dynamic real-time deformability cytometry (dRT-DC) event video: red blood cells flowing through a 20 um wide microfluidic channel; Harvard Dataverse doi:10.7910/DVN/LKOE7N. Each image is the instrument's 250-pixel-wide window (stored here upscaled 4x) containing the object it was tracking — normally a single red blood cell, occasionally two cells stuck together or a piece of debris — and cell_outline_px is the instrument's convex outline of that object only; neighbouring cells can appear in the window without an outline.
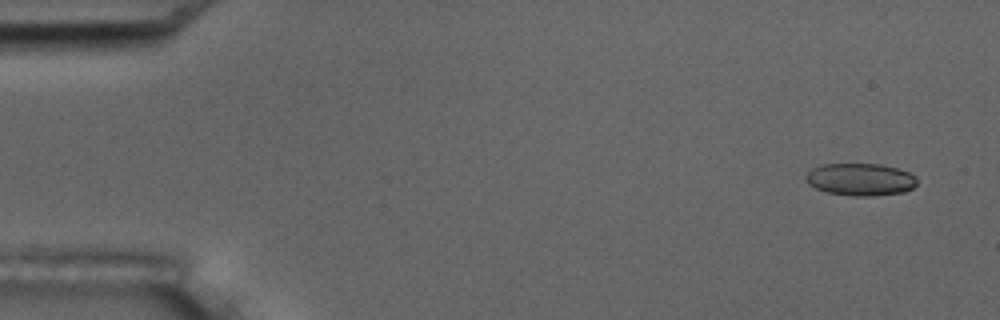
{"species": "common noctule bat (a hibernating species)", "species_latin": "Nyctalus noctula", "temperature_condition": "room temperature", "stored_images_in_passage": 7, "camera_frame_rate_fps": 3000, "um_per_image_px": 0.085, "animal": {"sex": "male", "body_mass_g": 17.5, "forearm_length_mm": 52.3}, "frame": {"image": 1, "passage_image": 1, "time_ms": 0.0, "image_size_px": [1000, 320], "cell_outline_px": [[916, 184], [912, 188], [904, 192], [872, 196], [852, 196], [828, 192], [816, 188], [808, 184], [804, 176], [812, 168], [820, 164], [880, 164], [896, 168], [908, 172], [916, 176]], "centroid_in_image_um": [73.11, 15.25], "position_along_channel_um": 11.9, "area_um2": 20.98}}
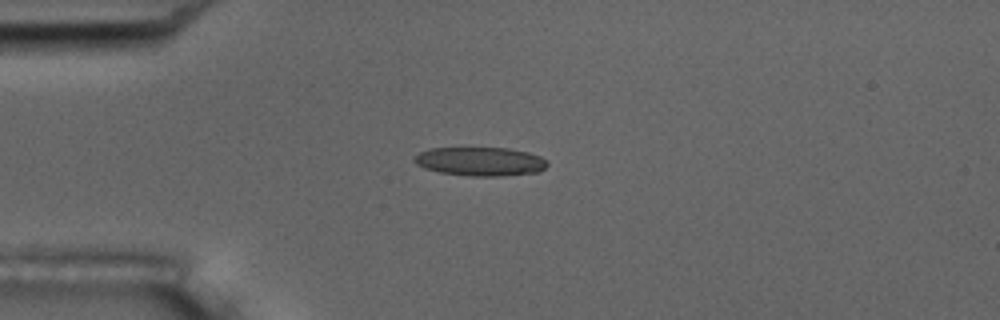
{"frame": {"image": 2, "passage_image": 4, "time_ms": 3.667, "image_size_px": [1000, 320], "cell_outline_px": [[548, 164], [540, 172], [500, 176], [468, 176], [440, 172], [424, 168], [416, 164], [412, 160], [420, 152], [428, 148], [508, 148], [528, 152], [540, 156]], "centroid_in_image_um": [40.81, 13.73], "position_along_channel_um": 44.2, "area_um2": 22.31}}